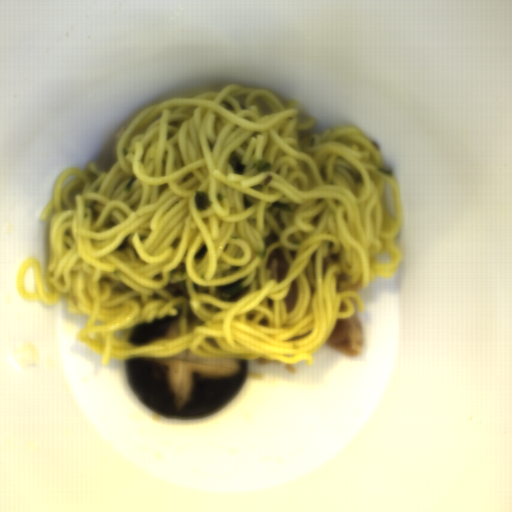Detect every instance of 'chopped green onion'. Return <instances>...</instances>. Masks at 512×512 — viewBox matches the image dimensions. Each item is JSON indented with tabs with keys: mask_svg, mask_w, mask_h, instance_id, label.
<instances>
[{
	"mask_svg": "<svg viewBox=\"0 0 512 512\" xmlns=\"http://www.w3.org/2000/svg\"><path fill=\"white\" fill-rule=\"evenodd\" d=\"M242 282V278H239L229 285L219 288V294L222 300L234 303L242 300L247 293V288L242 286Z\"/></svg>",
	"mask_w": 512,
	"mask_h": 512,
	"instance_id": "obj_1",
	"label": "chopped green onion"
},
{
	"mask_svg": "<svg viewBox=\"0 0 512 512\" xmlns=\"http://www.w3.org/2000/svg\"><path fill=\"white\" fill-rule=\"evenodd\" d=\"M244 157L236 151L229 154L228 162L236 175H245L247 167L243 164Z\"/></svg>",
	"mask_w": 512,
	"mask_h": 512,
	"instance_id": "obj_2",
	"label": "chopped green onion"
},
{
	"mask_svg": "<svg viewBox=\"0 0 512 512\" xmlns=\"http://www.w3.org/2000/svg\"><path fill=\"white\" fill-rule=\"evenodd\" d=\"M194 202L198 212L207 210L212 203L209 195L202 190L195 191Z\"/></svg>",
	"mask_w": 512,
	"mask_h": 512,
	"instance_id": "obj_3",
	"label": "chopped green onion"
},
{
	"mask_svg": "<svg viewBox=\"0 0 512 512\" xmlns=\"http://www.w3.org/2000/svg\"><path fill=\"white\" fill-rule=\"evenodd\" d=\"M256 170H257V172H261V173L270 172L272 170L271 161L258 160Z\"/></svg>",
	"mask_w": 512,
	"mask_h": 512,
	"instance_id": "obj_4",
	"label": "chopped green onion"
},
{
	"mask_svg": "<svg viewBox=\"0 0 512 512\" xmlns=\"http://www.w3.org/2000/svg\"><path fill=\"white\" fill-rule=\"evenodd\" d=\"M271 208L273 209H279L281 211H284V212H292V208L291 206H289L288 204L286 203H281L280 201H275L272 205H271Z\"/></svg>",
	"mask_w": 512,
	"mask_h": 512,
	"instance_id": "obj_5",
	"label": "chopped green onion"
}]
</instances>
